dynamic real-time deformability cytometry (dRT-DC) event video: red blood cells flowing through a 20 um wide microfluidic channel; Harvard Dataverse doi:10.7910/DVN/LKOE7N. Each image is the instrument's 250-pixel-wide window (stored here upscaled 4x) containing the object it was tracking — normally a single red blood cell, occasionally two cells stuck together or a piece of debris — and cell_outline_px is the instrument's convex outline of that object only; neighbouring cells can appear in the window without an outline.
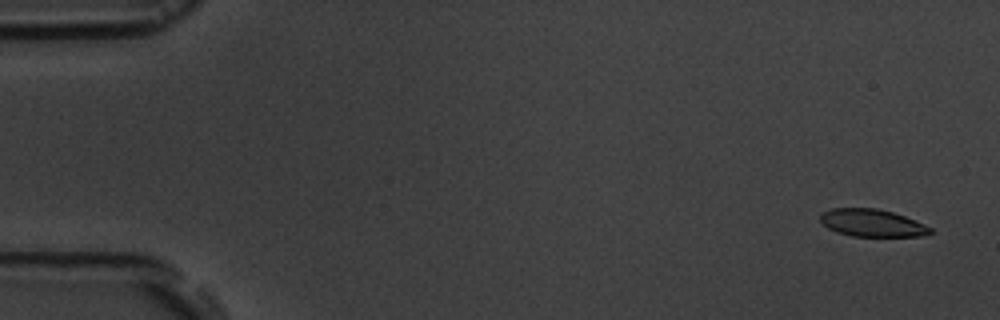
{"species": "common noctule bat (a hibernating species)", "species_latin": "Nyctalus noctula", "temperature_condition": "room temperature", "stored_images_in_passage": 6, "camera_frame_rate_fps": 3000, "um_per_image_px": 0.085, "animal": {"sex": "male", "body_mass_g": 19.5, "forearm_length_mm": 54.6}, "frame": {"image": 1, "passage_image": 1, "time_ms": 0.0, "image_size_px": [1000, 320], "cell_outline_px": [[932, 232], [924, 236], [852, 236], [836, 232], [828, 228], [820, 220], [820, 212], [832, 208], [876, 208], [892, 212], [904, 216], [924, 224], [932, 228]], "centroid_in_image_um": [74.1, 18.95], "position_along_channel_um": 10.9, "area_um2": 17.57}}